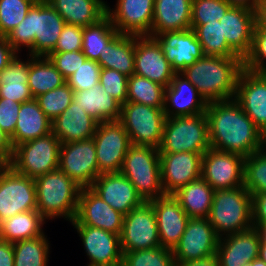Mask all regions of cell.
<instances>
[{
	"label": "cell",
	"mask_w": 266,
	"mask_h": 266,
	"mask_svg": "<svg viewBox=\"0 0 266 266\" xmlns=\"http://www.w3.org/2000/svg\"><path fill=\"white\" fill-rule=\"evenodd\" d=\"M210 147L247 157L266 146L265 135L234 100L207 104Z\"/></svg>",
	"instance_id": "1"
},
{
	"label": "cell",
	"mask_w": 266,
	"mask_h": 266,
	"mask_svg": "<svg viewBox=\"0 0 266 266\" xmlns=\"http://www.w3.org/2000/svg\"><path fill=\"white\" fill-rule=\"evenodd\" d=\"M66 22L46 0H37L24 20L6 36L17 52L27 48L32 56H48L55 48Z\"/></svg>",
	"instance_id": "2"
},
{
	"label": "cell",
	"mask_w": 266,
	"mask_h": 266,
	"mask_svg": "<svg viewBox=\"0 0 266 266\" xmlns=\"http://www.w3.org/2000/svg\"><path fill=\"white\" fill-rule=\"evenodd\" d=\"M242 69V57L203 55L181 74L197 88L199 95L208 104L234 99Z\"/></svg>",
	"instance_id": "3"
},
{
	"label": "cell",
	"mask_w": 266,
	"mask_h": 266,
	"mask_svg": "<svg viewBox=\"0 0 266 266\" xmlns=\"http://www.w3.org/2000/svg\"><path fill=\"white\" fill-rule=\"evenodd\" d=\"M37 211L46 219H75L81 188L59 168L34 179Z\"/></svg>",
	"instance_id": "4"
},
{
	"label": "cell",
	"mask_w": 266,
	"mask_h": 266,
	"mask_svg": "<svg viewBox=\"0 0 266 266\" xmlns=\"http://www.w3.org/2000/svg\"><path fill=\"white\" fill-rule=\"evenodd\" d=\"M208 220L219 238L252 228V195L244 186L215 190Z\"/></svg>",
	"instance_id": "5"
},
{
	"label": "cell",
	"mask_w": 266,
	"mask_h": 266,
	"mask_svg": "<svg viewBox=\"0 0 266 266\" xmlns=\"http://www.w3.org/2000/svg\"><path fill=\"white\" fill-rule=\"evenodd\" d=\"M135 187L144 202L165 194L161 183L159 150L131 144L120 171Z\"/></svg>",
	"instance_id": "6"
},
{
	"label": "cell",
	"mask_w": 266,
	"mask_h": 266,
	"mask_svg": "<svg viewBox=\"0 0 266 266\" xmlns=\"http://www.w3.org/2000/svg\"><path fill=\"white\" fill-rule=\"evenodd\" d=\"M210 148L206 113L165 119L159 153H205Z\"/></svg>",
	"instance_id": "7"
},
{
	"label": "cell",
	"mask_w": 266,
	"mask_h": 266,
	"mask_svg": "<svg viewBox=\"0 0 266 266\" xmlns=\"http://www.w3.org/2000/svg\"><path fill=\"white\" fill-rule=\"evenodd\" d=\"M61 144L52 132L19 144L9 165L17 173L36 179L58 169Z\"/></svg>",
	"instance_id": "8"
},
{
	"label": "cell",
	"mask_w": 266,
	"mask_h": 266,
	"mask_svg": "<svg viewBox=\"0 0 266 266\" xmlns=\"http://www.w3.org/2000/svg\"><path fill=\"white\" fill-rule=\"evenodd\" d=\"M166 116L161 108L126 101L121 105L118 120L128 133L133 145L159 148Z\"/></svg>",
	"instance_id": "9"
},
{
	"label": "cell",
	"mask_w": 266,
	"mask_h": 266,
	"mask_svg": "<svg viewBox=\"0 0 266 266\" xmlns=\"http://www.w3.org/2000/svg\"><path fill=\"white\" fill-rule=\"evenodd\" d=\"M31 210H37L34 179L4 165L0 169V223Z\"/></svg>",
	"instance_id": "10"
},
{
	"label": "cell",
	"mask_w": 266,
	"mask_h": 266,
	"mask_svg": "<svg viewBox=\"0 0 266 266\" xmlns=\"http://www.w3.org/2000/svg\"><path fill=\"white\" fill-rule=\"evenodd\" d=\"M120 244L122 253L161 246L151 202H143L124 216Z\"/></svg>",
	"instance_id": "11"
},
{
	"label": "cell",
	"mask_w": 266,
	"mask_h": 266,
	"mask_svg": "<svg viewBox=\"0 0 266 266\" xmlns=\"http://www.w3.org/2000/svg\"><path fill=\"white\" fill-rule=\"evenodd\" d=\"M58 168L81 189L91 188L101 174L93 138L61 144Z\"/></svg>",
	"instance_id": "12"
},
{
	"label": "cell",
	"mask_w": 266,
	"mask_h": 266,
	"mask_svg": "<svg viewBox=\"0 0 266 266\" xmlns=\"http://www.w3.org/2000/svg\"><path fill=\"white\" fill-rule=\"evenodd\" d=\"M93 140L99 172H120L131 145L123 125L119 121L101 122L98 124Z\"/></svg>",
	"instance_id": "13"
},
{
	"label": "cell",
	"mask_w": 266,
	"mask_h": 266,
	"mask_svg": "<svg viewBox=\"0 0 266 266\" xmlns=\"http://www.w3.org/2000/svg\"><path fill=\"white\" fill-rule=\"evenodd\" d=\"M244 162V156L210 148L202 155L201 177L214 190L243 186Z\"/></svg>",
	"instance_id": "14"
},
{
	"label": "cell",
	"mask_w": 266,
	"mask_h": 266,
	"mask_svg": "<svg viewBox=\"0 0 266 266\" xmlns=\"http://www.w3.org/2000/svg\"><path fill=\"white\" fill-rule=\"evenodd\" d=\"M219 237L208 218H190L178 244L173 248L175 262L200 260L216 255Z\"/></svg>",
	"instance_id": "15"
},
{
	"label": "cell",
	"mask_w": 266,
	"mask_h": 266,
	"mask_svg": "<svg viewBox=\"0 0 266 266\" xmlns=\"http://www.w3.org/2000/svg\"><path fill=\"white\" fill-rule=\"evenodd\" d=\"M124 215L113 209L91 188L80 190L72 226H91L120 236Z\"/></svg>",
	"instance_id": "16"
},
{
	"label": "cell",
	"mask_w": 266,
	"mask_h": 266,
	"mask_svg": "<svg viewBox=\"0 0 266 266\" xmlns=\"http://www.w3.org/2000/svg\"><path fill=\"white\" fill-rule=\"evenodd\" d=\"M115 8L107 3V17L118 33L151 36L155 0H116Z\"/></svg>",
	"instance_id": "17"
},
{
	"label": "cell",
	"mask_w": 266,
	"mask_h": 266,
	"mask_svg": "<svg viewBox=\"0 0 266 266\" xmlns=\"http://www.w3.org/2000/svg\"><path fill=\"white\" fill-rule=\"evenodd\" d=\"M234 100L266 137V73L242 69Z\"/></svg>",
	"instance_id": "18"
},
{
	"label": "cell",
	"mask_w": 266,
	"mask_h": 266,
	"mask_svg": "<svg viewBox=\"0 0 266 266\" xmlns=\"http://www.w3.org/2000/svg\"><path fill=\"white\" fill-rule=\"evenodd\" d=\"M89 258L86 266H121L123 253L120 236L91 226H73Z\"/></svg>",
	"instance_id": "19"
},
{
	"label": "cell",
	"mask_w": 266,
	"mask_h": 266,
	"mask_svg": "<svg viewBox=\"0 0 266 266\" xmlns=\"http://www.w3.org/2000/svg\"><path fill=\"white\" fill-rule=\"evenodd\" d=\"M175 73L153 37L135 35L134 74L168 87Z\"/></svg>",
	"instance_id": "20"
},
{
	"label": "cell",
	"mask_w": 266,
	"mask_h": 266,
	"mask_svg": "<svg viewBox=\"0 0 266 266\" xmlns=\"http://www.w3.org/2000/svg\"><path fill=\"white\" fill-rule=\"evenodd\" d=\"M204 153H160L161 183L165 194H174L180 188L201 177Z\"/></svg>",
	"instance_id": "21"
},
{
	"label": "cell",
	"mask_w": 266,
	"mask_h": 266,
	"mask_svg": "<svg viewBox=\"0 0 266 266\" xmlns=\"http://www.w3.org/2000/svg\"><path fill=\"white\" fill-rule=\"evenodd\" d=\"M150 202L155 211L161 246L173 250L190 218L173 194H164Z\"/></svg>",
	"instance_id": "22"
},
{
	"label": "cell",
	"mask_w": 266,
	"mask_h": 266,
	"mask_svg": "<svg viewBox=\"0 0 266 266\" xmlns=\"http://www.w3.org/2000/svg\"><path fill=\"white\" fill-rule=\"evenodd\" d=\"M91 189L124 216L144 202L134 185L121 172L101 173Z\"/></svg>",
	"instance_id": "23"
},
{
	"label": "cell",
	"mask_w": 266,
	"mask_h": 266,
	"mask_svg": "<svg viewBox=\"0 0 266 266\" xmlns=\"http://www.w3.org/2000/svg\"><path fill=\"white\" fill-rule=\"evenodd\" d=\"M153 37L176 73H181L204 54L192 29L161 33Z\"/></svg>",
	"instance_id": "24"
},
{
	"label": "cell",
	"mask_w": 266,
	"mask_h": 266,
	"mask_svg": "<svg viewBox=\"0 0 266 266\" xmlns=\"http://www.w3.org/2000/svg\"><path fill=\"white\" fill-rule=\"evenodd\" d=\"M207 103L197 88L181 73H175L165 88L164 112L166 118L194 116L205 113Z\"/></svg>",
	"instance_id": "25"
},
{
	"label": "cell",
	"mask_w": 266,
	"mask_h": 266,
	"mask_svg": "<svg viewBox=\"0 0 266 266\" xmlns=\"http://www.w3.org/2000/svg\"><path fill=\"white\" fill-rule=\"evenodd\" d=\"M261 236L257 228H250L219 238L216 256L219 266H243L259 256Z\"/></svg>",
	"instance_id": "26"
},
{
	"label": "cell",
	"mask_w": 266,
	"mask_h": 266,
	"mask_svg": "<svg viewBox=\"0 0 266 266\" xmlns=\"http://www.w3.org/2000/svg\"><path fill=\"white\" fill-rule=\"evenodd\" d=\"M219 22L227 43L244 59L252 46L255 11L231 6Z\"/></svg>",
	"instance_id": "27"
},
{
	"label": "cell",
	"mask_w": 266,
	"mask_h": 266,
	"mask_svg": "<svg viewBox=\"0 0 266 266\" xmlns=\"http://www.w3.org/2000/svg\"><path fill=\"white\" fill-rule=\"evenodd\" d=\"M99 122L89 116L79 103L72 101L69 107L52 121V133L62 144L93 138Z\"/></svg>",
	"instance_id": "28"
},
{
	"label": "cell",
	"mask_w": 266,
	"mask_h": 266,
	"mask_svg": "<svg viewBox=\"0 0 266 266\" xmlns=\"http://www.w3.org/2000/svg\"><path fill=\"white\" fill-rule=\"evenodd\" d=\"M192 0H155L151 36L191 29Z\"/></svg>",
	"instance_id": "29"
},
{
	"label": "cell",
	"mask_w": 266,
	"mask_h": 266,
	"mask_svg": "<svg viewBox=\"0 0 266 266\" xmlns=\"http://www.w3.org/2000/svg\"><path fill=\"white\" fill-rule=\"evenodd\" d=\"M52 132V121L40 109L34 99L21 103L14 134L10 137L15 147Z\"/></svg>",
	"instance_id": "30"
},
{
	"label": "cell",
	"mask_w": 266,
	"mask_h": 266,
	"mask_svg": "<svg viewBox=\"0 0 266 266\" xmlns=\"http://www.w3.org/2000/svg\"><path fill=\"white\" fill-rule=\"evenodd\" d=\"M66 24L87 27L107 16V2L103 0H46Z\"/></svg>",
	"instance_id": "31"
},
{
	"label": "cell",
	"mask_w": 266,
	"mask_h": 266,
	"mask_svg": "<svg viewBox=\"0 0 266 266\" xmlns=\"http://www.w3.org/2000/svg\"><path fill=\"white\" fill-rule=\"evenodd\" d=\"M27 60L20 58L19 53L0 72V98L23 103L30 101L33 95L28 86L29 62L33 57L27 54Z\"/></svg>",
	"instance_id": "32"
},
{
	"label": "cell",
	"mask_w": 266,
	"mask_h": 266,
	"mask_svg": "<svg viewBox=\"0 0 266 266\" xmlns=\"http://www.w3.org/2000/svg\"><path fill=\"white\" fill-rule=\"evenodd\" d=\"M73 101L79 103V106L99 123L120 119L121 104L109 95L100 83L88 90L74 92Z\"/></svg>",
	"instance_id": "33"
},
{
	"label": "cell",
	"mask_w": 266,
	"mask_h": 266,
	"mask_svg": "<svg viewBox=\"0 0 266 266\" xmlns=\"http://www.w3.org/2000/svg\"><path fill=\"white\" fill-rule=\"evenodd\" d=\"M135 35L118 33L100 53L101 68L119 71L130 77L134 74Z\"/></svg>",
	"instance_id": "34"
},
{
	"label": "cell",
	"mask_w": 266,
	"mask_h": 266,
	"mask_svg": "<svg viewBox=\"0 0 266 266\" xmlns=\"http://www.w3.org/2000/svg\"><path fill=\"white\" fill-rule=\"evenodd\" d=\"M214 189L202 178L191 181L173 195L189 218H208Z\"/></svg>",
	"instance_id": "35"
},
{
	"label": "cell",
	"mask_w": 266,
	"mask_h": 266,
	"mask_svg": "<svg viewBox=\"0 0 266 266\" xmlns=\"http://www.w3.org/2000/svg\"><path fill=\"white\" fill-rule=\"evenodd\" d=\"M46 219L37 211L17 213L0 223V239L15 243L43 235Z\"/></svg>",
	"instance_id": "36"
},
{
	"label": "cell",
	"mask_w": 266,
	"mask_h": 266,
	"mask_svg": "<svg viewBox=\"0 0 266 266\" xmlns=\"http://www.w3.org/2000/svg\"><path fill=\"white\" fill-rule=\"evenodd\" d=\"M66 83L47 56H33L29 62L28 86L33 98Z\"/></svg>",
	"instance_id": "37"
},
{
	"label": "cell",
	"mask_w": 266,
	"mask_h": 266,
	"mask_svg": "<svg viewBox=\"0 0 266 266\" xmlns=\"http://www.w3.org/2000/svg\"><path fill=\"white\" fill-rule=\"evenodd\" d=\"M196 38L201 44L203 54L222 57H241L226 41L222 23L207 22L203 25H191Z\"/></svg>",
	"instance_id": "38"
},
{
	"label": "cell",
	"mask_w": 266,
	"mask_h": 266,
	"mask_svg": "<svg viewBox=\"0 0 266 266\" xmlns=\"http://www.w3.org/2000/svg\"><path fill=\"white\" fill-rule=\"evenodd\" d=\"M117 34L118 31L107 16L94 25L83 27L82 51L86 58L98 61L100 53Z\"/></svg>",
	"instance_id": "39"
},
{
	"label": "cell",
	"mask_w": 266,
	"mask_h": 266,
	"mask_svg": "<svg viewBox=\"0 0 266 266\" xmlns=\"http://www.w3.org/2000/svg\"><path fill=\"white\" fill-rule=\"evenodd\" d=\"M50 241L45 233L13 243L14 266H48Z\"/></svg>",
	"instance_id": "40"
},
{
	"label": "cell",
	"mask_w": 266,
	"mask_h": 266,
	"mask_svg": "<svg viewBox=\"0 0 266 266\" xmlns=\"http://www.w3.org/2000/svg\"><path fill=\"white\" fill-rule=\"evenodd\" d=\"M165 88L159 83L133 74L128 77L127 101L164 109Z\"/></svg>",
	"instance_id": "41"
},
{
	"label": "cell",
	"mask_w": 266,
	"mask_h": 266,
	"mask_svg": "<svg viewBox=\"0 0 266 266\" xmlns=\"http://www.w3.org/2000/svg\"><path fill=\"white\" fill-rule=\"evenodd\" d=\"M243 186L251 195L266 193V146L245 157Z\"/></svg>",
	"instance_id": "42"
},
{
	"label": "cell",
	"mask_w": 266,
	"mask_h": 266,
	"mask_svg": "<svg viewBox=\"0 0 266 266\" xmlns=\"http://www.w3.org/2000/svg\"><path fill=\"white\" fill-rule=\"evenodd\" d=\"M121 266H176L171 249L155 247L123 253Z\"/></svg>",
	"instance_id": "43"
},
{
	"label": "cell",
	"mask_w": 266,
	"mask_h": 266,
	"mask_svg": "<svg viewBox=\"0 0 266 266\" xmlns=\"http://www.w3.org/2000/svg\"><path fill=\"white\" fill-rule=\"evenodd\" d=\"M73 94L74 91L64 83L61 87L35 97V100L44 114L53 121L69 107Z\"/></svg>",
	"instance_id": "44"
},
{
	"label": "cell",
	"mask_w": 266,
	"mask_h": 266,
	"mask_svg": "<svg viewBox=\"0 0 266 266\" xmlns=\"http://www.w3.org/2000/svg\"><path fill=\"white\" fill-rule=\"evenodd\" d=\"M37 0H0V36L6 37L26 17Z\"/></svg>",
	"instance_id": "45"
},
{
	"label": "cell",
	"mask_w": 266,
	"mask_h": 266,
	"mask_svg": "<svg viewBox=\"0 0 266 266\" xmlns=\"http://www.w3.org/2000/svg\"><path fill=\"white\" fill-rule=\"evenodd\" d=\"M230 7L225 0H192L191 25L220 21Z\"/></svg>",
	"instance_id": "46"
},
{
	"label": "cell",
	"mask_w": 266,
	"mask_h": 266,
	"mask_svg": "<svg viewBox=\"0 0 266 266\" xmlns=\"http://www.w3.org/2000/svg\"><path fill=\"white\" fill-rule=\"evenodd\" d=\"M101 69L97 61L86 59L65 81L74 92L88 90L99 83Z\"/></svg>",
	"instance_id": "47"
},
{
	"label": "cell",
	"mask_w": 266,
	"mask_h": 266,
	"mask_svg": "<svg viewBox=\"0 0 266 266\" xmlns=\"http://www.w3.org/2000/svg\"><path fill=\"white\" fill-rule=\"evenodd\" d=\"M266 30H253L250 52L243 59V68L256 73H266Z\"/></svg>",
	"instance_id": "48"
},
{
	"label": "cell",
	"mask_w": 266,
	"mask_h": 266,
	"mask_svg": "<svg viewBox=\"0 0 266 266\" xmlns=\"http://www.w3.org/2000/svg\"><path fill=\"white\" fill-rule=\"evenodd\" d=\"M99 83L121 105L127 101L128 76L113 69L102 68Z\"/></svg>",
	"instance_id": "49"
},
{
	"label": "cell",
	"mask_w": 266,
	"mask_h": 266,
	"mask_svg": "<svg viewBox=\"0 0 266 266\" xmlns=\"http://www.w3.org/2000/svg\"><path fill=\"white\" fill-rule=\"evenodd\" d=\"M47 57L65 80L87 59L82 50L74 52H51Z\"/></svg>",
	"instance_id": "50"
},
{
	"label": "cell",
	"mask_w": 266,
	"mask_h": 266,
	"mask_svg": "<svg viewBox=\"0 0 266 266\" xmlns=\"http://www.w3.org/2000/svg\"><path fill=\"white\" fill-rule=\"evenodd\" d=\"M83 27L65 24L52 52H74L82 50Z\"/></svg>",
	"instance_id": "51"
},
{
	"label": "cell",
	"mask_w": 266,
	"mask_h": 266,
	"mask_svg": "<svg viewBox=\"0 0 266 266\" xmlns=\"http://www.w3.org/2000/svg\"><path fill=\"white\" fill-rule=\"evenodd\" d=\"M21 103L0 98V128L10 137L14 134Z\"/></svg>",
	"instance_id": "52"
},
{
	"label": "cell",
	"mask_w": 266,
	"mask_h": 266,
	"mask_svg": "<svg viewBox=\"0 0 266 266\" xmlns=\"http://www.w3.org/2000/svg\"><path fill=\"white\" fill-rule=\"evenodd\" d=\"M260 224H266V193L252 195V225L257 228Z\"/></svg>",
	"instance_id": "53"
},
{
	"label": "cell",
	"mask_w": 266,
	"mask_h": 266,
	"mask_svg": "<svg viewBox=\"0 0 266 266\" xmlns=\"http://www.w3.org/2000/svg\"><path fill=\"white\" fill-rule=\"evenodd\" d=\"M14 153L10 136L0 128V162L9 165Z\"/></svg>",
	"instance_id": "54"
},
{
	"label": "cell",
	"mask_w": 266,
	"mask_h": 266,
	"mask_svg": "<svg viewBox=\"0 0 266 266\" xmlns=\"http://www.w3.org/2000/svg\"><path fill=\"white\" fill-rule=\"evenodd\" d=\"M17 52L7 42L6 37L0 36V72L16 56Z\"/></svg>",
	"instance_id": "55"
},
{
	"label": "cell",
	"mask_w": 266,
	"mask_h": 266,
	"mask_svg": "<svg viewBox=\"0 0 266 266\" xmlns=\"http://www.w3.org/2000/svg\"><path fill=\"white\" fill-rule=\"evenodd\" d=\"M0 266H14L13 243L0 239Z\"/></svg>",
	"instance_id": "56"
},
{
	"label": "cell",
	"mask_w": 266,
	"mask_h": 266,
	"mask_svg": "<svg viewBox=\"0 0 266 266\" xmlns=\"http://www.w3.org/2000/svg\"><path fill=\"white\" fill-rule=\"evenodd\" d=\"M176 266H219V261L214 255L195 261L176 262Z\"/></svg>",
	"instance_id": "57"
},
{
	"label": "cell",
	"mask_w": 266,
	"mask_h": 266,
	"mask_svg": "<svg viewBox=\"0 0 266 266\" xmlns=\"http://www.w3.org/2000/svg\"><path fill=\"white\" fill-rule=\"evenodd\" d=\"M254 30H266V9H255Z\"/></svg>",
	"instance_id": "58"
},
{
	"label": "cell",
	"mask_w": 266,
	"mask_h": 266,
	"mask_svg": "<svg viewBox=\"0 0 266 266\" xmlns=\"http://www.w3.org/2000/svg\"><path fill=\"white\" fill-rule=\"evenodd\" d=\"M231 6L244 7L250 10H255L260 0H225Z\"/></svg>",
	"instance_id": "59"
},
{
	"label": "cell",
	"mask_w": 266,
	"mask_h": 266,
	"mask_svg": "<svg viewBox=\"0 0 266 266\" xmlns=\"http://www.w3.org/2000/svg\"><path fill=\"white\" fill-rule=\"evenodd\" d=\"M260 259H262L264 262H266V242L262 241L260 242V249H259V256Z\"/></svg>",
	"instance_id": "60"
},
{
	"label": "cell",
	"mask_w": 266,
	"mask_h": 266,
	"mask_svg": "<svg viewBox=\"0 0 266 266\" xmlns=\"http://www.w3.org/2000/svg\"><path fill=\"white\" fill-rule=\"evenodd\" d=\"M257 229L259 230L261 240L266 242V224H260Z\"/></svg>",
	"instance_id": "61"
},
{
	"label": "cell",
	"mask_w": 266,
	"mask_h": 266,
	"mask_svg": "<svg viewBox=\"0 0 266 266\" xmlns=\"http://www.w3.org/2000/svg\"><path fill=\"white\" fill-rule=\"evenodd\" d=\"M252 266H266V262H264L262 259L258 257L252 260Z\"/></svg>",
	"instance_id": "62"
},
{
	"label": "cell",
	"mask_w": 266,
	"mask_h": 266,
	"mask_svg": "<svg viewBox=\"0 0 266 266\" xmlns=\"http://www.w3.org/2000/svg\"><path fill=\"white\" fill-rule=\"evenodd\" d=\"M255 9H266V0H260L259 4Z\"/></svg>",
	"instance_id": "63"
},
{
	"label": "cell",
	"mask_w": 266,
	"mask_h": 266,
	"mask_svg": "<svg viewBox=\"0 0 266 266\" xmlns=\"http://www.w3.org/2000/svg\"><path fill=\"white\" fill-rule=\"evenodd\" d=\"M243 266H252V261L247 262L246 264H244Z\"/></svg>",
	"instance_id": "64"
},
{
	"label": "cell",
	"mask_w": 266,
	"mask_h": 266,
	"mask_svg": "<svg viewBox=\"0 0 266 266\" xmlns=\"http://www.w3.org/2000/svg\"><path fill=\"white\" fill-rule=\"evenodd\" d=\"M4 166V164L2 162H0V169Z\"/></svg>",
	"instance_id": "65"
}]
</instances>
